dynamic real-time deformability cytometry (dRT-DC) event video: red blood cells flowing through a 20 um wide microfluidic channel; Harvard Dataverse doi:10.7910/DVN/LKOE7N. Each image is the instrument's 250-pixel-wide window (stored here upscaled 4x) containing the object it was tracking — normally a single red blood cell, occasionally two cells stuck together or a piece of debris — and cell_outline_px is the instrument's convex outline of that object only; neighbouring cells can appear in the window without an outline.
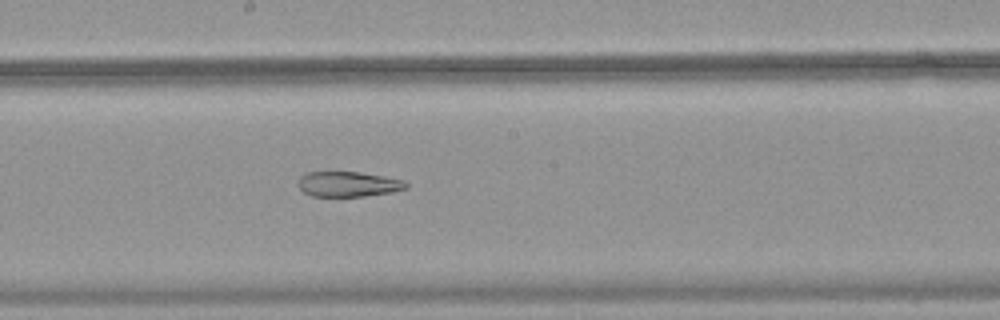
{"species": "common noctule bat (a hibernating species)", "species_latin": "Nyctalus noctula", "temperature_condition": "warm", "stored_images_in_passage": 31, "segment_of_instrument_passage": [1, 3], "camera_frame_rate_fps": 3000, "um_per_image_px": 0.085, "animal": {"sex": "female", "body_mass_g": 18.4}, "frame": {"image": 1, "passage_image": 14, "time_ms": 4.333, "image_size_px": [1000, 320], "cell_outline_px": [[408, 188], [392, 192], [364, 196], [312, 196], [304, 192], [300, 188], [300, 176], [308, 172], [360, 172], [384, 176], [404, 180], [408, 184]], "centroid_in_image_um": [29.65, 15.65], "position_along_channel_um": 218.6, "area_um2": 15.72}}